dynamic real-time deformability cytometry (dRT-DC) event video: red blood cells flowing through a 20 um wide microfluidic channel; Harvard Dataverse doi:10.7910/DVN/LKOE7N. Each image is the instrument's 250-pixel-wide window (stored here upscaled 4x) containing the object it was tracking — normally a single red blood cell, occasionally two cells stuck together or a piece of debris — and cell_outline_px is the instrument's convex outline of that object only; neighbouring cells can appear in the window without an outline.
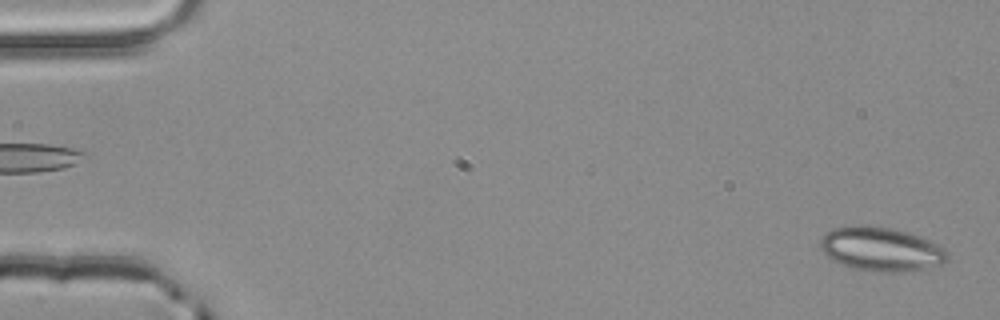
{"species": "common noctule bat (a hibernating species)", "species_latin": "Nyctalus noctula", "temperature_condition": "room temperature", "stored_images_in_passage": 4, "segment_of_instrument_passage": [2, 2], "camera_frame_rate_fps": 3000, "um_per_image_px": 0.085, "animal": {"sex": "male", "body_mass_g": 20.4}, "frame": {"image": 1, "passage_image": 4, "time_ms": 1.0, "image_size_px": [1000, 320], "cell_outline_px": [[948, 260], [940, 264], [924, 268], [900, 272], [872, 272], [856, 268], [832, 260], [820, 248], [820, 240], [832, 228], [848, 224], [864, 224], [888, 228], [904, 232], [928, 240], [944, 248], [948, 256]], "centroid_in_image_um": [74.85, 21.16], "position_along_channel_um": 10.2, "area_um2": 32.25}}